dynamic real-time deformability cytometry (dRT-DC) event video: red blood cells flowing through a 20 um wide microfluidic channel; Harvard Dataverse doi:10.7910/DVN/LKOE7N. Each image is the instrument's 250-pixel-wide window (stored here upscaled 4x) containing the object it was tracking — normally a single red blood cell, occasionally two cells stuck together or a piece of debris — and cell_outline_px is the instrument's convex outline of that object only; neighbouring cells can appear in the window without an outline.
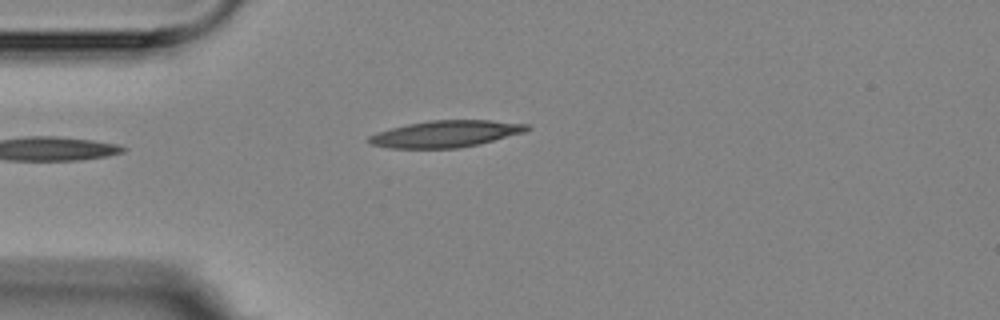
{"species": "Egyptian fruit bat (a non-hibernating species)", "species_latin": "Rousettus aegyptiacus", "temperature_condition": "room temperature", "stored_images_in_passage": 3, "camera_frame_rate_fps": 3000, "um_per_image_px": 0.085, "animal": {"sex": "female"}, "frame": {"image": 1, "passage_image": 2, "time_ms": 2.0, "image_size_px": [1000, 320], "cell_outline_px": [[532, 128], [524, 132], [480, 144], [456, 148], [388, 148], [368, 144], [364, 140], [368, 136], [376, 132], [408, 124], [428, 120], [492, 120], [532, 124]], "centroid_in_image_um": [37.87, 11.37], "position_along_channel_um": 47.1, "area_um2": 24.91}}